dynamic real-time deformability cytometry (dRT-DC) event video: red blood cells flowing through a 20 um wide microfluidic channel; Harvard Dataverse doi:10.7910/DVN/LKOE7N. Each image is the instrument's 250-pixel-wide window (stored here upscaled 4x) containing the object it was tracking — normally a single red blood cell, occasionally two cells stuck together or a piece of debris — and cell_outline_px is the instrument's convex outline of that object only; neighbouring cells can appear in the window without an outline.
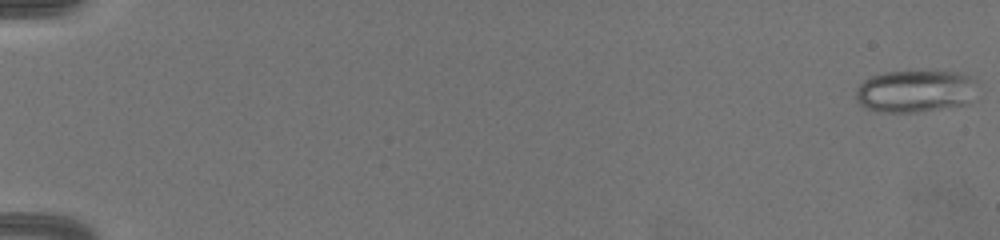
{"species": "common noctule bat (a hibernating species)", "species_latin": "Nyctalus noctula", "temperature_condition": "warm", "stored_images_in_passage": 2, "camera_frame_rate_fps": 3000, "um_per_image_px": 0.085, "animal": {"sex": "female", "body_mass_g": 19.5, "forearm_length_mm": 54.1}, "frame": {"image": 1, "passage_image": 1, "time_ms": 0.0, "image_size_px": [1000, 240], "cell_outline_px": [[980, 80], [968, 104], [916, 112], [884, 112], [868, 108], [860, 104], [856, 100], [856, 88], [864, 80], [872, 76], [884, 72], [960, 72], [972, 76]], "centroid_in_image_um": [77.84, 7.74], "position_along_channel_um": 7.2, "area_um2": 30.0}}